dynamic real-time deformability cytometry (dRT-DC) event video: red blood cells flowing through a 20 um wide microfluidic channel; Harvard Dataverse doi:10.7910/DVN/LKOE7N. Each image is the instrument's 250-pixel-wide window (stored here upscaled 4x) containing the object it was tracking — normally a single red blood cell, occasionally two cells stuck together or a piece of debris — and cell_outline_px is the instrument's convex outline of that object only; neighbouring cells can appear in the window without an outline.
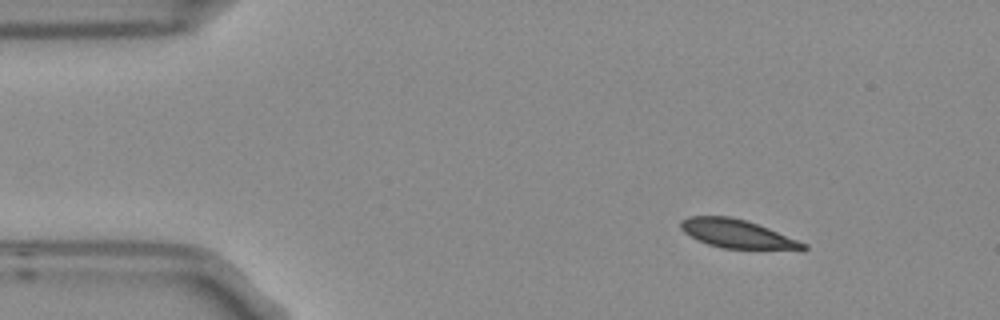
{"species": "Egyptian fruit bat (a non-hibernating species)", "species_latin": "Rousettus aegyptiacus", "temperature_condition": "room temperature", "stored_images_in_passage": 4, "segment_of_instrument_passage": [1, 2], "camera_frame_rate_fps": 3000, "um_per_image_px": 0.085, "frame": {"image": 1, "passage_image": 1, "time_ms": 0.0, "image_size_px": [1000, 320], "cell_outline_px": [[808, 248], [720, 248], [708, 244], [684, 232], [680, 228], [680, 220], [688, 216], [732, 216], [748, 220], [808, 244]], "centroid_in_image_um": [62.58, 19.83], "position_along_channel_um": 22.4, "area_um2": 19.88}}